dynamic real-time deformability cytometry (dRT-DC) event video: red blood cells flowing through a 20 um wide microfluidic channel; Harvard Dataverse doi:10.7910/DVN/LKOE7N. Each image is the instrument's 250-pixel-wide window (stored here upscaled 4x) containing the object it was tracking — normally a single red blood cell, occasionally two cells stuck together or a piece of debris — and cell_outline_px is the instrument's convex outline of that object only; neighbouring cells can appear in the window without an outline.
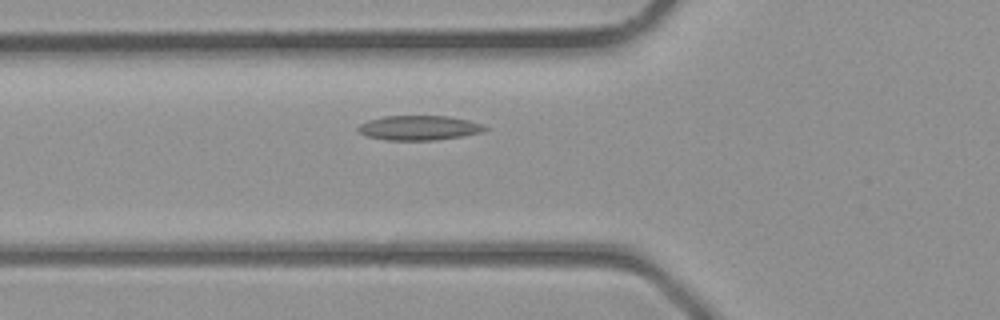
{"species": "common noctule bat (a hibernating species)", "species_latin": "Nyctalus noctula", "temperature_condition": "room temperature", "stored_images_in_passage": 24, "camera_frame_rate_fps": 3000, "um_per_image_px": 0.085, "animal": {"sex": "male", "body_mass_g": 23.1, "forearm_length_mm": 52.7}, "frame": {"image": 1, "passage_image": 2, "time_ms": 0.333, "image_size_px": [1000, 320], "cell_outline_px": [[488, 128], [480, 132], [460, 136], [436, 140], [384, 140], [364, 136], [356, 128], [360, 124], [368, 120], [384, 116], [448, 116], [468, 120], [484, 124]], "centroid_in_image_um": [35.58, 10.86], "position_along_channel_um": 90.2, "area_um2": 18.21}}
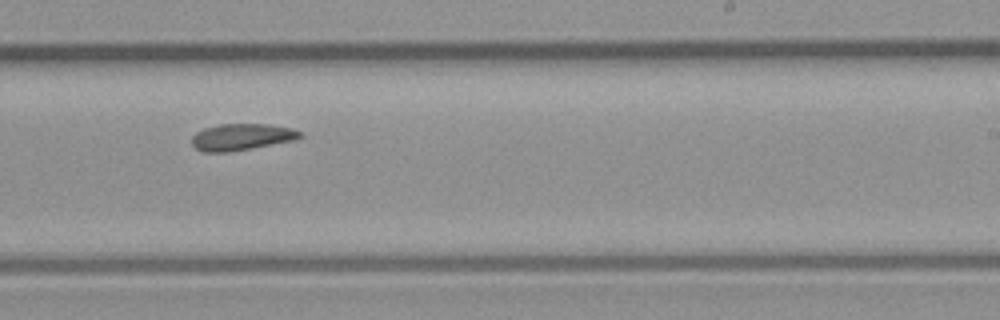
{"frame": {"image": 2, "passage_image": 12, "time_ms": 3.667, "image_size_px": [1000, 320], "cell_outline_px": [[304, 136], [296, 140], [228, 152], [200, 152], [192, 144], [192, 136], [196, 132], [204, 128], [220, 124], [268, 124], [292, 128], [300, 132]], "centroid_in_image_um": [20.53, 11.64], "position_along_channel_um": 268.5, "area_um2": 16.82}}
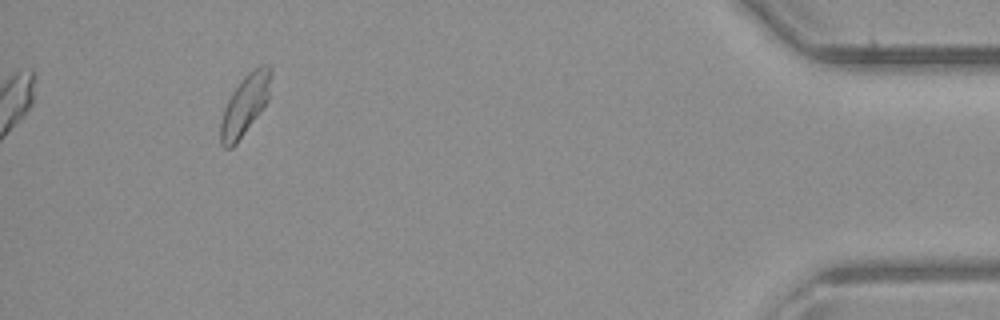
{"frame": {"image": 3, "passage_image": 24, "time_ms": 7.667, "image_size_px": [1000, 320], "cell_outline_px": [[272, 72], [268, 100], [264, 108], [236, 144], [232, 148], [224, 148], [220, 144], [220, 124], [224, 108], [232, 92], [240, 80], [248, 72], [260, 64], [268, 64], [272, 68]], "centroid_in_image_um": [20.84, 8.9], "position_along_channel_um": 414.4, "area_um2": 17.98}}